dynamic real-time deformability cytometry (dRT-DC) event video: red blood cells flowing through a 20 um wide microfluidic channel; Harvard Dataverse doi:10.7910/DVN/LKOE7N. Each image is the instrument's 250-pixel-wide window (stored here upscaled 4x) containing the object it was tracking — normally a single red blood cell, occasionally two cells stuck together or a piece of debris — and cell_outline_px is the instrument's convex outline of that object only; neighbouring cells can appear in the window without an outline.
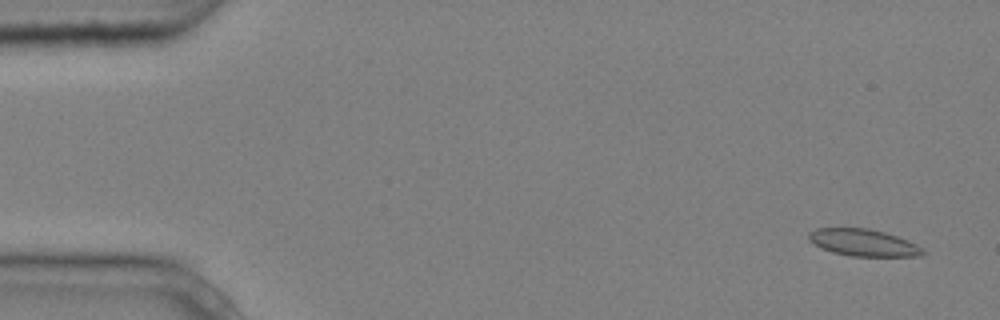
{"species": "common noctule bat (a hibernating species)", "species_latin": "Nyctalus noctula", "temperature_condition": "cold", "stored_images_in_passage": 8, "camera_frame_rate_fps": 3000, "um_per_image_px": 0.085, "animal": {"sex": "male", "body_mass_g": 20.4}, "frame": {"image": 1, "passage_image": 2, "time_ms": 0.333, "image_size_px": [1000, 320], "cell_outline_px": [[928, 252], [924, 256], [852, 256], [832, 252], [820, 248], [808, 240], [808, 232], [816, 228], [868, 228], [884, 232], [908, 240], [924, 248]], "centroid_in_image_um": [73.4, 20.63], "position_along_channel_um": 11.6, "area_um2": 18.15}}
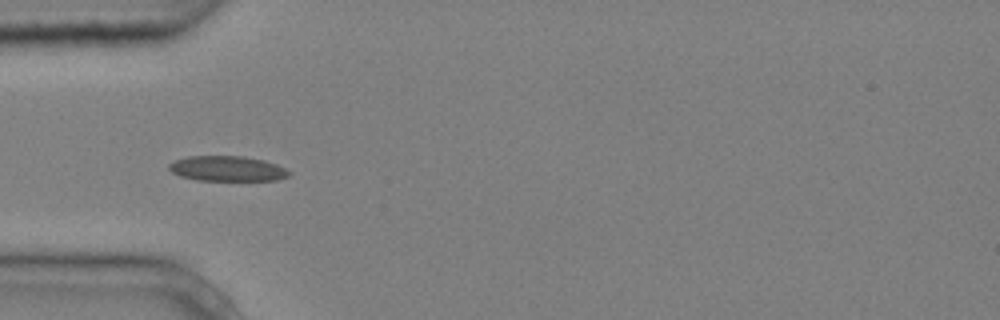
{"frame": {"image": 2, "passage_image": 6, "time_ms": 1.667, "image_size_px": [1000, 320], "cell_outline_px": [[292, 172], [288, 176], [276, 180], [196, 180], [180, 176], [172, 172], [168, 168], [168, 164], [176, 160], [188, 156], [244, 156], [264, 160], [276, 164]], "centroid_in_image_um": [19.31, 14.33], "position_along_channel_um": 65.7, "area_um2": 17.57}}
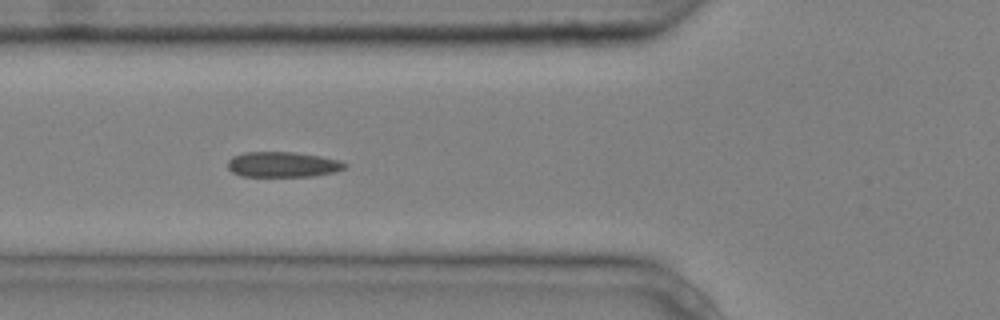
{"frame": {"image": 3, "passage_image": 7, "time_ms": 2.0, "image_size_px": [1000, 320], "cell_outline_px": [[348, 164], [344, 168], [336, 172], [312, 176], [240, 176], [232, 172], [228, 168], [228, 160], [232, 156], [244, 152], [292, 152], [320, 156], [340, 160]], "centroid_in_image_um": [24.03, 13.98], "position_along_channel_um": 101.8, "area_um2": 17.34}}